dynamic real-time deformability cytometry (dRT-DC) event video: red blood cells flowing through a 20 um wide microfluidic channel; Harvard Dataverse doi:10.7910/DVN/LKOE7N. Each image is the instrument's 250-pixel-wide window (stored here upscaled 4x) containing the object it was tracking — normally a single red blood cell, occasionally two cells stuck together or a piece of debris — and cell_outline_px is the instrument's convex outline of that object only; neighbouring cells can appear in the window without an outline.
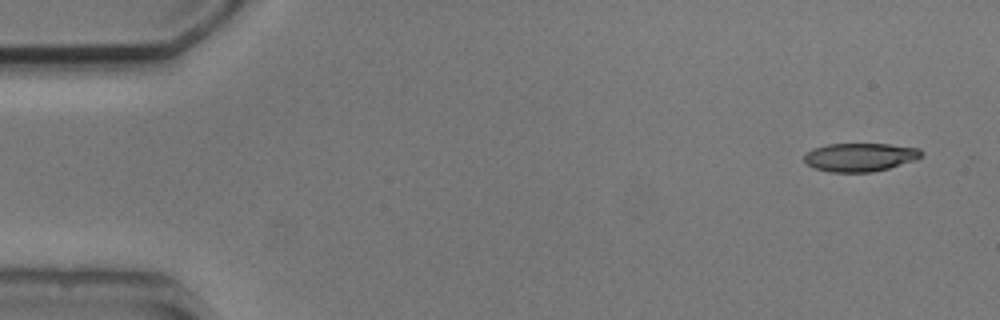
{"species": "common noctule bat (a hibernating species)", "species_latin": "Nyctalus noctula", "temperature_condition": "cold", "stored_images_in_passage": 5, "segment_of_instrument_passage": [1, 2], "camera_frame_rate_fps": 3000, "um_per_image_px": 0.085, "animal": {"sex": "male", "body_mass_g": 20.5, "forearm_length_mm": 52.5}, "frame": {"image": 1, "passage_image": 1, "time_ms": 0.0, "image_size_px": [1000, 320], "cell_outline_px": [[924, 152], [916, 160], [888, 168], [872, 172], [832, 172], [816, 168], [808, 164], [804, 160], [804, 152], [812, 148], [828, 144], [888, 144], [920, 148]], "centroid_in_image_um": [73.1, 13.35], "position_along_channel_um": 11.9, "area_um2": 19.42}}